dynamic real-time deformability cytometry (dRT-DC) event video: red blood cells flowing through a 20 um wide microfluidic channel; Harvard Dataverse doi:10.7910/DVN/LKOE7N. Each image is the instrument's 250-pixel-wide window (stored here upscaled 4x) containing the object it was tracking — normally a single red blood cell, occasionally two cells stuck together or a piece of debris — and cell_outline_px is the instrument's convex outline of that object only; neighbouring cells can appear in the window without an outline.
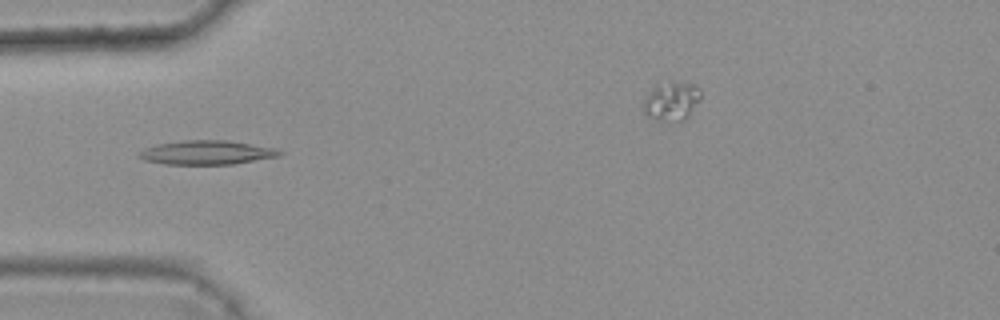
{"species": "common noctule bat (a hibernating species)", "species_latin": "Nyctalus noctula", "temperature_condition": "warm", "stored_images_in_passage": 3, "segment_of_instrument_passage": [1, 2], "camera_frame_rate_fps": 3000, "um_per_image_px": 0.085, "animal": {"sex": "female", "body_mass_g": 25.1}, "frame": {"image": 1, "passage_image": 2, "time_ms": 0.333, "image_size_px": [1000, 320], "cell_outline_px": [[284, 152], [280, 156], [236, 164], [164, 164], [144, 160], [136, 156], [144, 148], [156, 144], [184, 140], [228, 140], [276, 148]], "centroid_in_image_um": [17.59, 12.96], "position_along_channel_um": 67.4, "area_um2": 19.88}}